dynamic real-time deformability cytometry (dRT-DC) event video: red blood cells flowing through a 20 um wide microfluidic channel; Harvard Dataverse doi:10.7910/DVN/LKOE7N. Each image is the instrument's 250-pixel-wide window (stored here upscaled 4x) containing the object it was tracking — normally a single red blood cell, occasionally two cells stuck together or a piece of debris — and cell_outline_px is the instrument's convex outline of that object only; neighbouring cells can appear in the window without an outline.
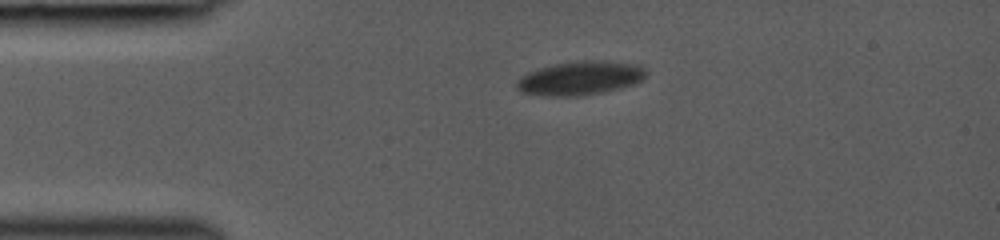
{"species": "common noctule bat (a hibernating species)", "species_latin": "Nyctalus noctula", "temperature_condition": "room temperature", "stored_images_in_passage": 29, "camera_frame_rate_fps": 3000, "um_per_image_px": 0.085, "animal": {"sex": "female", "body_mass_g": 19.0, "forearm_length_mm": 53.3}, "frame": {"image": 1, "passage_image": 1, "time_ms": 0.0, "image_size_px": [1000, 240], "cell_outline_px": [[648, 72], [640, 80], [632, 84], [620, 88], [600, 92], [572, 96], [548, 96], [520, 92], [516, 88], [516, 80], [520, 76], [528, 72], [540, 68], [556, 64], [588, 60], [596, 60], [632, 64], [644, 68]], "centroid_in_image_um": [49.25, 6.65], "position_along_channel_um": 35.8, "area_um2": 24.97}}
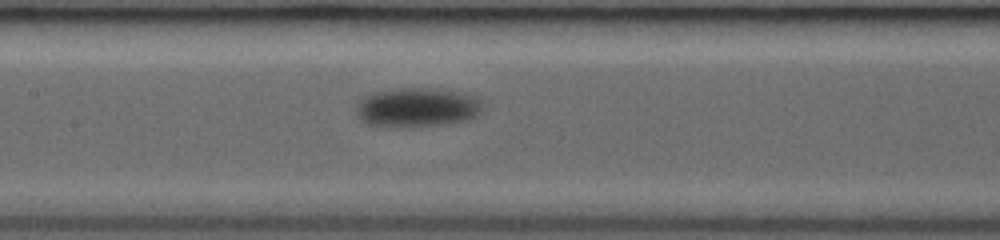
{"frame": {"image": 2, "passage_image": 14, "time_ms": 4.333, "image_size_px": [1000, 240], "cell_outline_px": [[484, 108], [476, 116], [468, 120], [448, 124], [408, 128], [400, 128], [368, 124], [360, 120], [356, 116], [356, 104], [364, 96], [376, 92], [396, 88], [444, 88], [460, 92], [472, 96], [480, 100], [484, 104]], "centroid_in_image_um": [35.46, 9.14], "position_along_channel_um": 171.9, "area_um2": 29.71}}
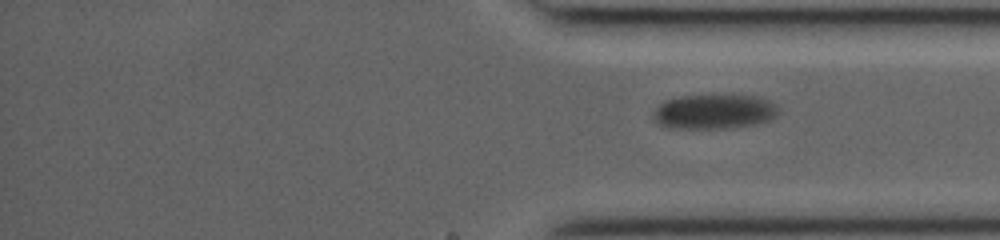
{"frame": {"image": 3, "passage_image": 29, "time_ms": 9.333, "image_size_px": [1000, 240], "cell_outline_px": [[780, 108], [776, 116], [760, 124], [732, 128], [672, 128], [660, 124], [652, 116], [652, 112], [664, 100], [680, 96], [732, 92], [756, 96], [768, 100], [776, 104]], "centroid_in_image_um": [60.76, 9.44], "position_along_channel_um": 374.4, "area_um2": 26.36}}